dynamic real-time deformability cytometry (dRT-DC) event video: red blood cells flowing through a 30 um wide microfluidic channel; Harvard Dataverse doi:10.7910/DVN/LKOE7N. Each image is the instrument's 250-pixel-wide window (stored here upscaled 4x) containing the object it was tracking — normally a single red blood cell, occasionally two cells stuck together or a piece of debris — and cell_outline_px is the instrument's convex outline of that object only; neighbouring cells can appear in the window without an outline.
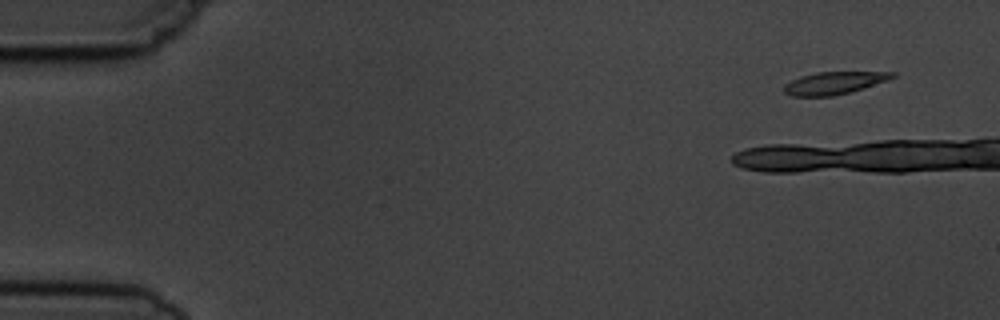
{"species": "common noctule bat (a hibernating species)", "species_latin": "Nyctalus noctula", "temperature_condition": "cold", "stored_images_in_passage": 5, "camera_frame_rate_fps": 3000, "um_per_image_px": 0.085, "animal": {"sex": "male", "body_mass_g": 19.5, "forearm_length_mm": 54.6}, "frame": {"image": 1, "passage_image": 1, "time_ms": 0.0, "image_size_px": [1000, 320], "cell_outline_px": [[896, 76], [888, 80], [864, 88], [832, 96], [792, 96], [784, 92], [784, 84], [800, 76], [816, 72], [896, 72]], "centroid_in_image_um": [70.89, 7.05], "position_along_channel_um": 14.1, "area_um2": 14.1}}